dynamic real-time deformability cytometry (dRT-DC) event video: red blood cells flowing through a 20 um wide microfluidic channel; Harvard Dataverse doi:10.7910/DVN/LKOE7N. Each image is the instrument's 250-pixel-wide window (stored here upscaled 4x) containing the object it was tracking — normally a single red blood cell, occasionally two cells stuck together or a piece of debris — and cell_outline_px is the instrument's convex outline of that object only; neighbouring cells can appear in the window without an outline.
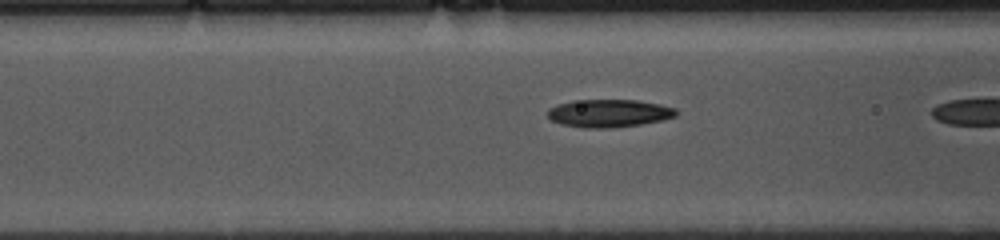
{"species": "common noctule bat (a hibernating species)", "species_latin": "Nyctalus noctula", "temperature_condition": "cold", "stored_images_in_passage": 17, "camera_frame_rate_fps": 3000, "um_per_image_px": 0.085, "animal": {"sex": "female", "body_mass_g": 10.0, "forearm_length_mm": 53.1}, "frame": {"image": 1, "passage_image": 16, "time_ms": 5.0, "image_size_px": [1000, 240], "cell_outline_px": [[676, 116], [660, 120], [640, 124], [608, 128], [584, 128], [560, 124], [552, 120], [548, 116], [548, 108], [572, 100], [636, 100], [660, 104], [676, 108]], "centroid_in_image_um": [51.74, 9.62], "position_along_channel_um": 114.9, "area_um2": 20.69}}